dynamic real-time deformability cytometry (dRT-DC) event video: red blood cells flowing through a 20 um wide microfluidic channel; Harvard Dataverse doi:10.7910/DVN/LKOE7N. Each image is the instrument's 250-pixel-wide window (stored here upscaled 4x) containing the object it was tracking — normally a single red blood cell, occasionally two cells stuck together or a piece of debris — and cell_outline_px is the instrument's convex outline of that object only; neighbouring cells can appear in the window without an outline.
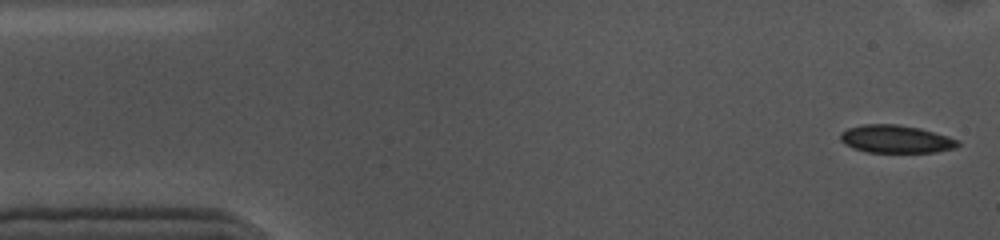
{"species": "common noctule bat (a hibernating species)", "species_latin": "Nyctalus noctula", "temperature_condition": "cold", "stored_images_in_passage": 14, "camera_frame_rate_fps": 3000, "um_per_image_px": 0.085, "animal": {"sex": "female", "body_mass_g": 10.0, "forearm_length_mm": 53.1}, "frame": {"image": 1, "passage_image": 1, "time_ms": 0.0, "image_size_px": [1000, 240], "cell_outline_px": [[960, 144], [956, 148], [936, 152], [868, 152], [852, 148], [844, 144], [840, 140], [840, 132], [848, 128], [864, 124], [896, 124], [920, 128], [948, 136], [960, 140]], "centroid_in_image_um": [76.15, 11.82], "position_along_channel_um": 8.8, "area_um2": 19.19}}
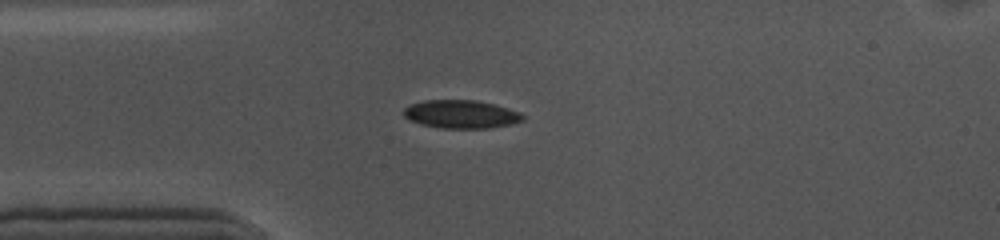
{"frame": {"image": 2, "passage_image": 12, "time_ms": 3.667, "image_size_px": [1000, 240], "cell_outline_px": [[524, 120], [512, 124], [488, 128], [440, 128], [420, 124], [404, 116], [404, 108], [412, 104], [424, 100], [476, 100], [508, 108], [520, 112], [524, 116]], "centroid_in_image_um": [39.21, 9.71], "position_along_channel_um": 45.8, "area_um2": 19.48}}